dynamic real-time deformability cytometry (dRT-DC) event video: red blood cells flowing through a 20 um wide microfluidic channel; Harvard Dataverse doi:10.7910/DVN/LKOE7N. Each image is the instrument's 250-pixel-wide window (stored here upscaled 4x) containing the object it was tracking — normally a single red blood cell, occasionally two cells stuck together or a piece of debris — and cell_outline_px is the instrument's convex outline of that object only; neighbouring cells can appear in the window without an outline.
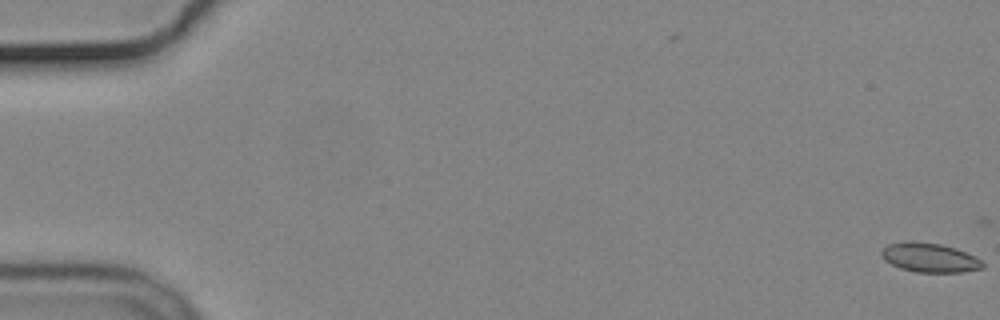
{"species": "common noctule bat (a hibernating species)", "species_latin": "Nyctalus noctula", "temperature_condition": "cold", "stored_images_in_passage": 57, "camera_frame_rate_fps": 3000, "um_per_image_px": 0.085, "animal": {"sex": "male", "body_mass_g": 19.2, "forearm_length_mm": 51.8}, "frame": {"image": 1, "passage_image": 1, "time_ms": 0.0, "image_size_px": [1000, 320], "cell_outline_px": [[984, 268], [964, 272], [916, 272], [900, 268], [884, 260], [880, 252], [888, 244], [908, 240], [940, 244], [956, 248], [980, 260], [984, 264]], "centroid_in_image_um": [78.99, 21.9], "position_along_channel_um": 6.0, "area_um2": 17.17}}
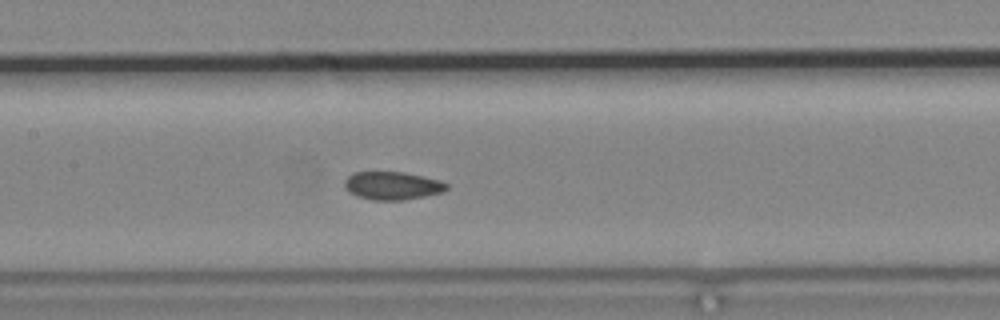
{"frame": {"image": 2, "passage_image": 28, "time_ms": 9.0, "image_size_px": [1000, 320], "cell_outline_px": [[448, 188], [444, 192], [404, 200], [376, 200], [356, 196], [348, 192], [344, 188], [344, 180], [348, 176], [356, 172], [404, 172], [440, 180], [448, 184]], "centroid_in_image_um": [33.34, 15.78], "position_along_channel_um": 174.1, "area_um2": 16.76}}
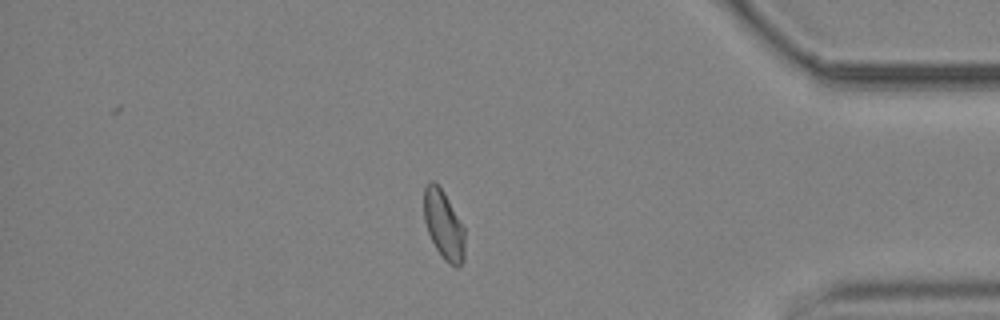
{"frame": {"image": 3, "passage_image": 49, "time_ms": 16.0, "image_size_px": [1000, 320], "cell_outline_px": [[464, 260], [456, 268], [448, 264], [444, 260], [436, 248], [428, 232], [424, 220], [424, 188], [428, 180], [432, 180], [444, 192], [464, 228]], "centroid_in_image_um": [37.7, 19.13], "position_along_channel_um": 397.5, "area_um2": 16.3}, "authors_computed_cell_mechanics": {"area_um2": 16.9354, "velocity_mm_per_s": 3.6631, "shape_relaxation_time_tau1_ms": null, "shape_relaxation_time_tau2_ms": 1.8961, "deformation_change_tau1": null, "deformation_change_tau2": 0.0576}}